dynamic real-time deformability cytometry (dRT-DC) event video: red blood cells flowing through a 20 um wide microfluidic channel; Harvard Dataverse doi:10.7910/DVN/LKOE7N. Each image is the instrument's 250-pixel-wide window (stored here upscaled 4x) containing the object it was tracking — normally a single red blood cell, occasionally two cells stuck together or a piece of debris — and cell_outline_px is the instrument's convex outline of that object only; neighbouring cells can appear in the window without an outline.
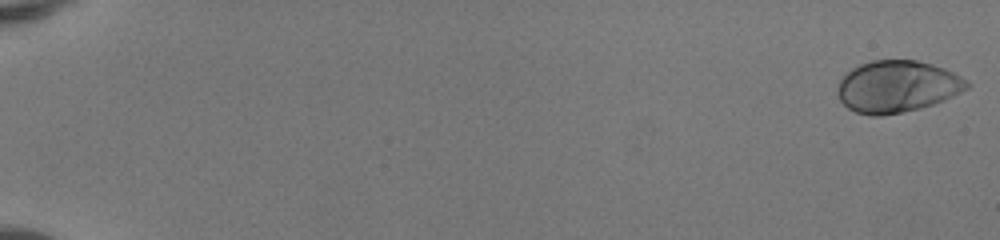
{"species": "human", "species_latin": "Homo sapiens", "temperature_condition": "room temperature", "stored_images_in_passage": 51, "camera_frame_rate_fps": 3000, "um_per_image_px": 0.085, "donor": {"sex": "female"}, "frame": {"image": 1, "passage_image": 1, "time_ms": 0.0, "image_size_px": [1000, 240], "cell_outline_px": [[972, 84], [968, 88], [944, 100], [920, 108], [880, 116], [872, 116], [856, 112], [848, 108], [840, 100], [836, 92], [836, 88], [840, 80], [852, 68], [860, 64], [872, 60], [916, 60], [932, 64], [944, 68], [960, 76]], "centroid_in_image_um": [76.24, 7.35], "position_along_channel_um": 8.8, "area_um2": 38.96}}
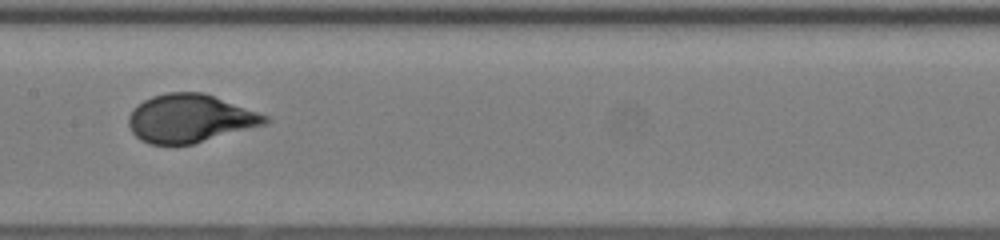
{"frame": {"image": 2, "passage_image": 29, "time_ms": 9.333, "image_size_px": [1000, 240], "cell_outline_px": [[272, 120], [268, 124], [192, 144], [148, 144], [140, 140], [132, 132], [128, 124], [128, 116], [136, 104], [152, 96], [168, 92], [204, 92], [268, 116]], "centroid_in_image_um": [16.14, 10.07], "position_along_channel_um": 191.3, "area_um2": 38.44}}
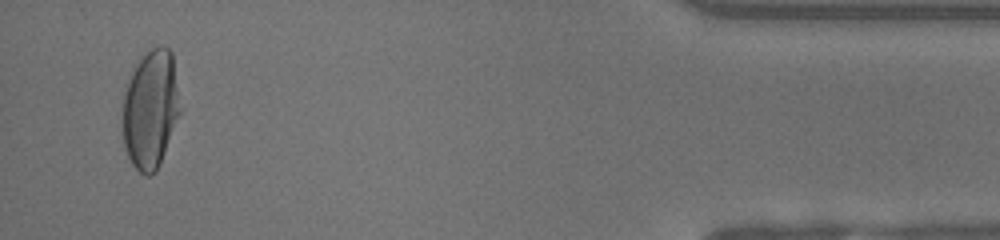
{"frame": {"image": 3, "passage_image": 50, "time_ms": 16.333, "image_size_px": [1000, 240], "cell_outline_px": [[180, 112], [160, 164], [156, 172], [148, 176], [144, 176], [132, 164], [124, 148], [124, 92], [128, 80], [136, 64], [152, 48], [160, 44], [168, 48], [172, 52]], "centroid_in_image_um": [12.79, 9.31], "position_along_channel_um": 422.4, "area_um2": 39.07}, "authors_computed_cell_mechanics": {"area_um2": 37.9168, "velocity_mm_per_s": 4.152, "shape_relaxation_time_tau1_ms": 3.2546, "shape_relaxation_time_tau2_ms": null, "deformation_change_tau1": 0.1936, "deformation_change_tau2": null}}